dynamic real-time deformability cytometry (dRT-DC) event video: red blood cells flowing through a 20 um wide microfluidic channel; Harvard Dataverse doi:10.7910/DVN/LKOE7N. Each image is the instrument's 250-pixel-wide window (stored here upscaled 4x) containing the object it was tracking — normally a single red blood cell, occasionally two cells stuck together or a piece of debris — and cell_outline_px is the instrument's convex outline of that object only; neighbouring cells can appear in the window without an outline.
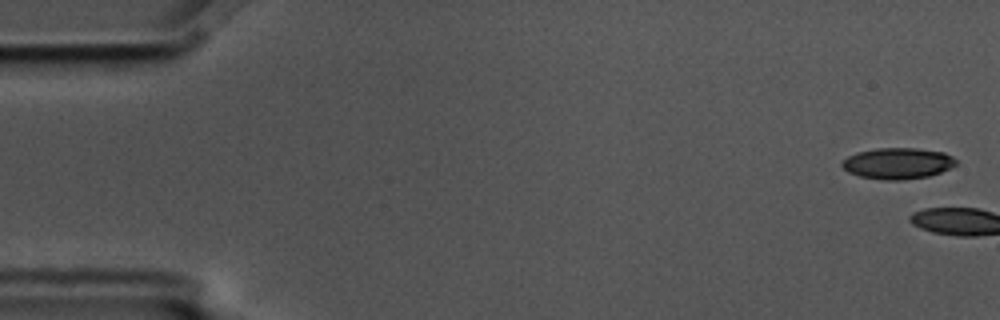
{"species": "common noctule bat (a hibernating species)", "species_latin": "Nyctalus noctula", "temperature_condition": "cold", "stored_images_in_passage": 6, "camera_frame_rate_fps": 3000, "um_per_image_px": 0.085, "animal": {"sex": "male", "body_mass_g": 17.5, "forearm_length_mm": 52.3}, "frame": {"image": 1, "passage_image": 1, "time_ms": 0.0, "image_size_px": [1000, 320], "cell_outline_px": [[956, 164], [940, 172], [928, 176], [900, 180], [884, 180], [860, 176], [848, 172], [840, 164], [848, 156], [860, 152], [876, 148], [916, 148], [944, 152], [952, 156], [956, 160]], "centroid_in_image_um": [76.3, 13.88], "position_along_channel_um": 8.7, "area_um2": 20.46}}